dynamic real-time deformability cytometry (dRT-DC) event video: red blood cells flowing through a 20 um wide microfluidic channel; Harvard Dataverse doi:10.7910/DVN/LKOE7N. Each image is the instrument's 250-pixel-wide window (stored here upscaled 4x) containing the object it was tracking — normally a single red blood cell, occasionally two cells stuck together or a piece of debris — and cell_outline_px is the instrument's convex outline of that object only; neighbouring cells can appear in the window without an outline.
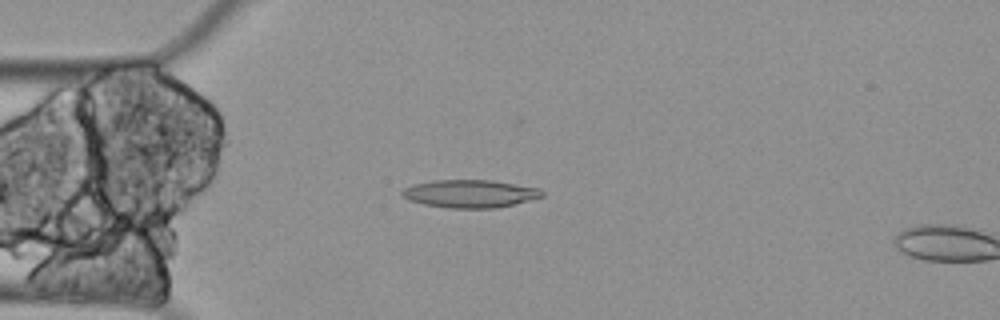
{"species": "Egyptian fruit bat (a non-hibernating species)", "species_latin": "Rousettus aegyptiacus", "temperature_condition": "cold", "stored_images_in_passage": 15, "camera_frame_rate_fps": 3000, "um_per_image_px": 0.085, "animal": {"sex": "female"}, "frame": {"image": 1, "passage_image": 13, "time_ms": 4.0, "image_size_px": [1000, 320], "cell_outline_px": [[544, 196], [496, 208], [448, 208], [424, 204], [408, 200], [400, 192], [404, 188], [412, 184], [432, 180], [492, 180], [540, 188], [544, 192]], "centroid_in_image_um": [39.93, 16.45], "position_along_channel_um": 45.1, "area_um2": 22.72}}